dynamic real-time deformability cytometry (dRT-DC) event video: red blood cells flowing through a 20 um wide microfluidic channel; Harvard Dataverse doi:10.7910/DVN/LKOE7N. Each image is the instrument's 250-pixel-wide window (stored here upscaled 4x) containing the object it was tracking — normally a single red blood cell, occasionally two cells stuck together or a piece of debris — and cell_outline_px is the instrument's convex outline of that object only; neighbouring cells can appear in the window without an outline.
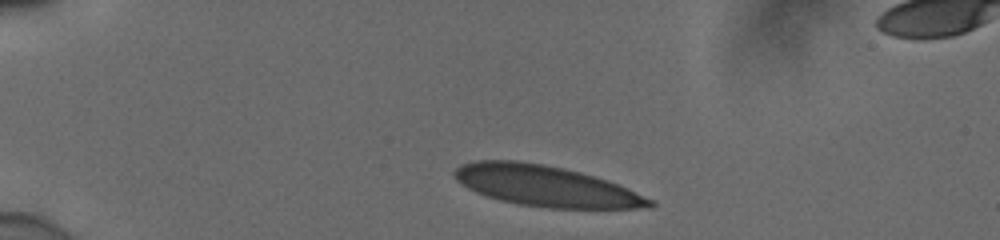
{"species": "human", "species_latin": "Homo sapiens", "temperature_condition": "cold", "stored_images_in_passage": 42, "camera_frame_rate_fps": 3000, "um_per_image_px": 0.085, "donor": {"sex": "male"}, "frame": {"image": 1, "passage_image": 1, "time_ms": 0.0, "image_size_px": [1000, 240], "cell_outline_px": [[656, 204], [652, 208], [544, 208], [516, 204], [500, 200], [476, 192], [468, 188], [456, 180], [452, 176], [452, 172], [460, 164], [476, 160], [516, 160], [544, 164], [564, 168], [580, 172], [608, 180], [628, 188], [652, 200]], "centroid_in_image_um": [46.37, 15.8], "position_along_channel_um": 38.6, "area_um2": 46.59}}
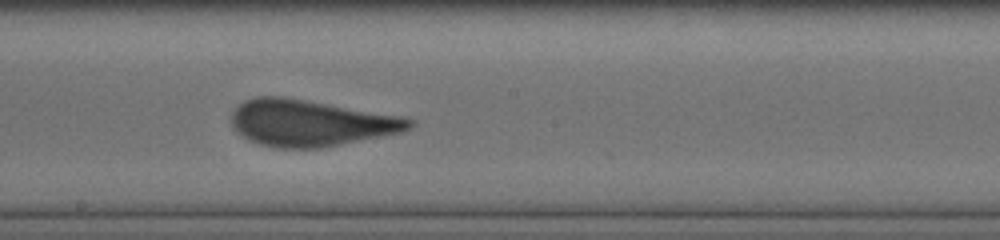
{"frame": {"image": 2, "passage_image": 20, "time_ms": 6.333, "image_size_px": [1000, 240], "cell_outline_px": [[416, 124], [400, 132], [320, 148], [276, 148], [260, 144], [248, 140], [240, 136], [232, 128], [232, 112], [244, 100], [256, 96], [284, 96], [400, 116], [416, 120]], "centroid_in_image_um": [26.33, 10.45], "position_along_channel_um": 221.9, "area_um2": 47.97}}
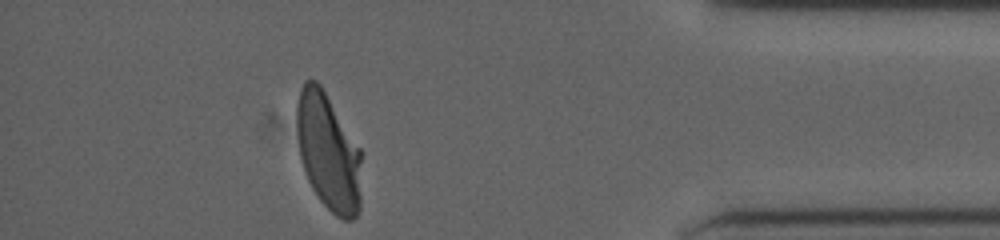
{"frame": {"image": 3, "passage_image": 37, "time_ms": 12.0, "image_size_px": [1000, 240], "cell_outline_px": [[360, 208], [356, 216], [352, 220], [344, 220], [336, 216], [320, 200], [312, 188], [308, 180], [300, 156], [296, 128], [296, 104], [300, 88], [304, 80], [316, 80], [320, 84], [360, 148]], "centroid_in_image_um": [27.88, 12.9], "position_along_channel_um": 407.3, "area_um2": 44.1}, "authors_computed_cell_mechanics": {"area_um2": 47.1648, "velocity_mm_per_s": 3.8676, "shape_relaxation_time_tau1_ms": 4.9728, "shape_relaxation_time_tau2_ms": null, "deformation_change_tau1": 0.1656, "deformation_change_tau2": null}}